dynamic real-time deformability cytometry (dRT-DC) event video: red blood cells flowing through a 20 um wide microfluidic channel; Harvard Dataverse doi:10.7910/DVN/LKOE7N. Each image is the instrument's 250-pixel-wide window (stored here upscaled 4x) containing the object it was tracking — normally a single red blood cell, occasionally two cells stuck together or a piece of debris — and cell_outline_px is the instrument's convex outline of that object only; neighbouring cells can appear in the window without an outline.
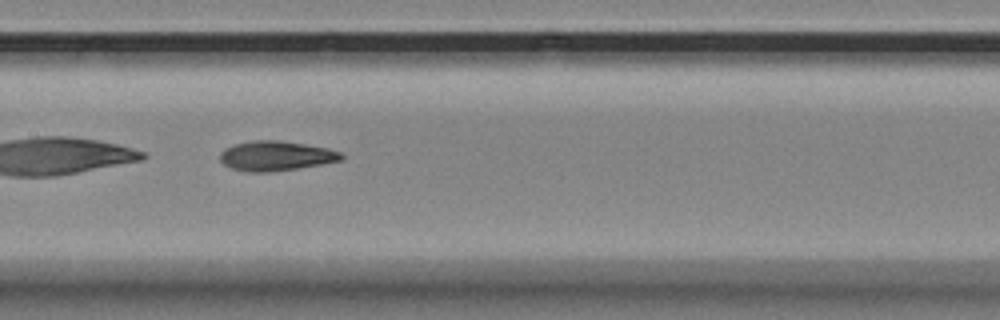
{"species": "Egyptian fruit bat (a non-hibernating species)", "species_latin": "Rousettus aegyptiacus", "temperature_condition": "room temperature", "stored_images_in_passage": 32, "camera_frame_rate_fps": 3000, "um_per_image_px": 0.085, "animal": {"sex": "female"}, "frame": {"image": 1, "passage_image": 10, "time_ms": 3.0, "image_size_px": [1000, 320], "cell_outline_px": [[344, 160], [324, 164], [268, 172], [248, 172], [232, 168], [224, 164], [220, 160], [220, 152], [224, 148], [236, 144], [252, 140], [280, 140], [328, 148], [340, 152], [344, 156]], "centroid_in_image_um": [23.47, 13.25], "position_along_channel_um": 183.9, "area_um2": 21.04}}
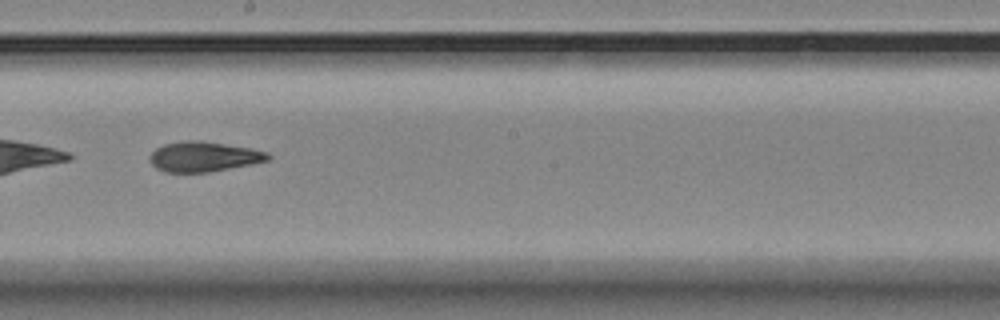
{"frame": {"image": 2, "passage_image": 14, "time_ms": 4.333, "image_size_px": [1000, 320], "cell_outline_px": [[272, 156], [268, 160], [252, 164], [208, 172], [164, 172], [156, 168], [148, 160], [148, 156], [156, 148], [164, 144], [188, 140], [200, 140], [252, 148], [268, 152]], "centroid_in_image_um": [17.31, 13.31], "position_along_channel_um": 230.9, "area_um2": 20.81}}